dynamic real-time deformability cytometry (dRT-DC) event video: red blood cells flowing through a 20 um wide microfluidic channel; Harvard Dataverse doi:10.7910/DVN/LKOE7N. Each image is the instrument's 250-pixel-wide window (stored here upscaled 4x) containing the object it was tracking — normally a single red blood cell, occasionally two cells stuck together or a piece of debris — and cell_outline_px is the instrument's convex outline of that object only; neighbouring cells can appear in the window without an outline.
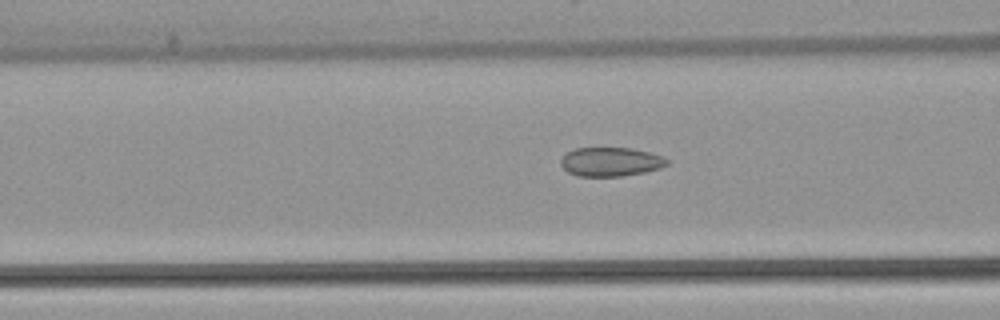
{"species": "common noctule bat (a hibernating species)", "species_latin": "Nyctalus noctula", "temperature_condition": "warm", "stored_images_in_passage": 22, "camera_frame_rate_fps": 3000, "um_per_image_px": 0.085, "animal": {"sex": "female", "body_mass_g": 22.7, "forearm_length_mm": 54.2}, "frame": {"image": 1, "passage_image": 16, "time_ms": 5.0, "image_size_px": [1000, 320], "cell_outline_px": [[668, 164], [660, 168], [644, 172], [620, 176], [576, 176], [568, 172], [560, 164], [560, 160], [568, 152], [576, 148], [632, 148], [664, 156], [668, 160]], "centroid_in_image_um": [51.91, 13.75], "position_along_channel_um": 114.7, "area_um2": 17.86}}
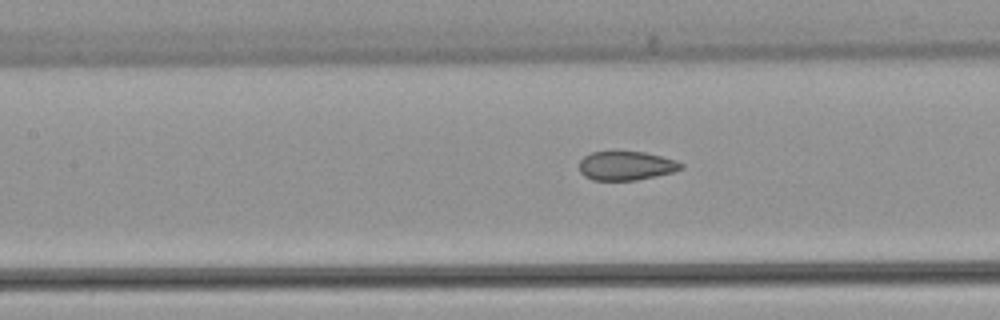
{"frame": {"image": 2, "passage_image": 19, "time_ms": 6.0, "image_size_px": [1000, 320], "cell_outline_px": [[684, 168], [672, 172], [656, 176], [636, 180], [592, 180], [584, 176], [580, 172], [580, 160], [584, 156], [592, 152], [644, 152], [676, 160], [684, 164]], "centroid_in_image_um": [53.23, 14.09], "position_along_channel_um": 154.2, "area_um2": 17.11}}